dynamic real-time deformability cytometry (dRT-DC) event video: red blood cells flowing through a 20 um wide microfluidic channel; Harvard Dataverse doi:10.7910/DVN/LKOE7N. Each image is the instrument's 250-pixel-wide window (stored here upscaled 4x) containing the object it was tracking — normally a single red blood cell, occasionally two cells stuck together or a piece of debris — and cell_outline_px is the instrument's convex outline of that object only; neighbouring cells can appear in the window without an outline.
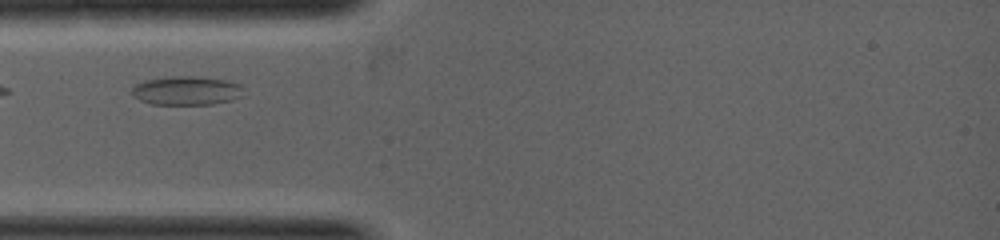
{"species": "common noctule bat (a hibernating species)", "species_latin": "Nyctalus noctula", "temperature_condition": "warm", "stored_images_in_passage": 19, "camera_frame_rate_fps": 5000, "um_per_image_px": 0.085, "animal": {"sex": "female", "body_mass_g": 19.0, "forearm_length_mm": 53.3}, "frame": {"image": 1, "passage_image": 1, "time_ms": 0.0, "image_size_px": [1000, 240], "cell_outline_px": [[240, 96], [232, 100], [212, 104], [152, 104], [140, 100], [132, 92], [132, 88], [136, 84], [148, 80], [172, 76], [192, 76], [224, 80], [240, 84]], "centroid_in_image_um": [15.84, 7.71], "position_along_channel_um": 69.2, "area_um2": 18.26}}
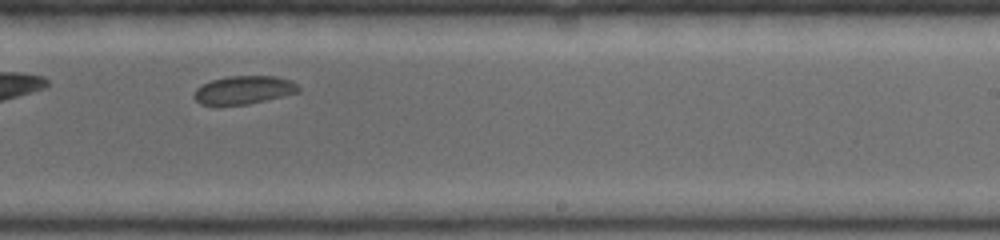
{"frame": {"image": 2, "passage_image": 14, "time_ms": 2.6, "image_size_px": [1000, 240], "cell_outline_px": [[300, 92], [248, 104], [200, 104], [192, 96], [196, 88], [212, 80], [228, 76], [276, 76], [292, 80], [300, 88]], "centroid_in_image_um": [20.75, 7.63], "position_along_channel_um": 268.3, "area_um2": 17.05}}
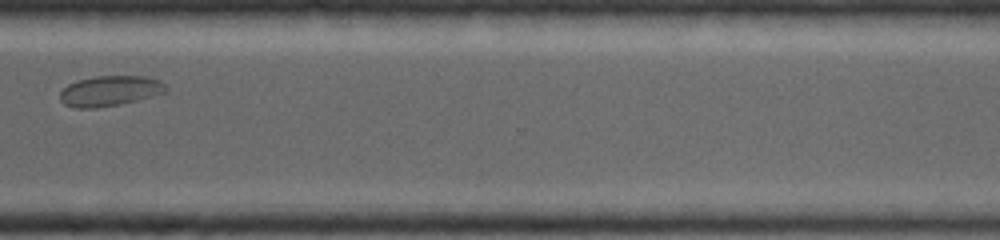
{"frame": {"image": 3, "passage_image": 18, "time_ms": 3.8, "image_size_px": [1000, 240], "cell_outline_px": [[168, 88], [164, 92], [136, 100], [120, 104], [96, 108], [76, 108], [64, 104], [60, 100], [60, 92], [68, 84], [76, 80], [96, 76], [144, 76], [160, 80]], "centroid_in_image_um": [9.3, 7.72], "position_along_channel_um": 361.3, "area_um2": 18.61}}